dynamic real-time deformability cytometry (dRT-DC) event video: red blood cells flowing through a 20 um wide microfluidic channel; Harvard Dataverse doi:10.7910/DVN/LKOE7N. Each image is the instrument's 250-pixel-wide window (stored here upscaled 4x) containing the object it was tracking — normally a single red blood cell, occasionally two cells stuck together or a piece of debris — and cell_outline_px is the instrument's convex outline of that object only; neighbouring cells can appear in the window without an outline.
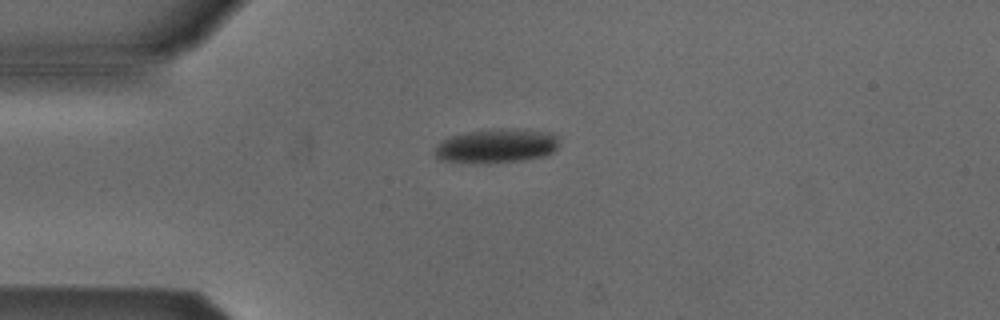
{"species": "Egyptian fruit bat (a non-hibernating species)", "species_latin": "Rousettus aegyptiacus", "temperature_condition": "cold", "stored_images_in_passage": 3, "camera_frame_rate_fps": 3000, "um_per_image_px": 0.085, "animal": {"sex": "male"}, "frame": {"image": 1, "passage_image": 1, "time_ms": 0.0, "image_size_px": [1000, 320], "cell_outline_px": [[560, 140], [556, 148], [552, 152], [544, 156], [520, 160], [488, 164], [440, 160], [432, 152], [440, 140], [448, 136], [472, 132], [500, 128], [552, 132]], "centroid_in_image_um": [42.17, 12.41], "position_along_channel_um": 42.8, "area_um2": 24.8}}
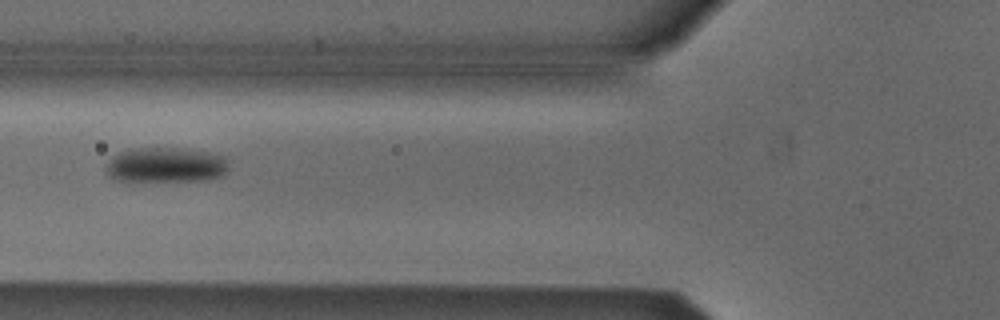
{"frame": {"image": 2, "passage_image": 3, "time_ms": 2.333, "image_size_px": [1000, 320], "cell_outline_px": [[228, 168], [220, 176], [204, 180], [116, 180], [108, 176], [108, 160], [112, 156], [120, 152], [132, 148], [180, 148], [212, 152], [224, 156], [228, 160]], "centroid_in_image_um": [14.12, 14.0], "position_along_channel_um": 111.7, "area_um2": 24.85}}